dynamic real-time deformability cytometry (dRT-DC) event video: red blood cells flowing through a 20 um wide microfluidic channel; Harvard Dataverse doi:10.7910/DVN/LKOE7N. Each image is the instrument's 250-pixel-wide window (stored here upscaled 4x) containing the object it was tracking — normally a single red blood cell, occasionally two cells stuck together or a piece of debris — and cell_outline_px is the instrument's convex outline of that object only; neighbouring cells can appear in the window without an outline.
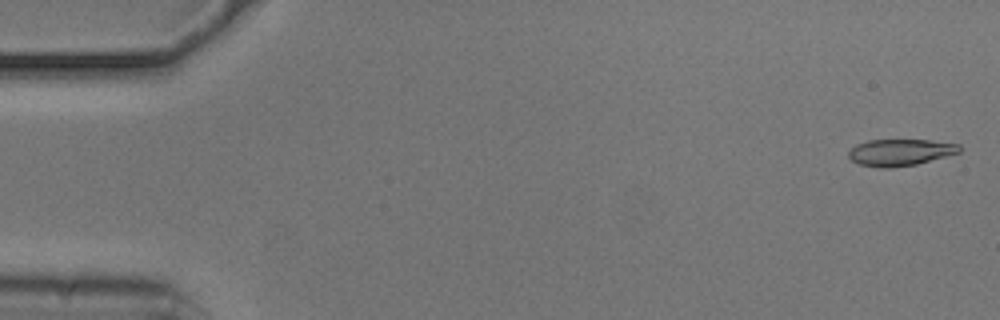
{"species": "common noctule bat (a hibernating species)", "species_latin": "Nyctalus noctula", "temperature_condition": "cold", "stored_images_in_passage": 54, "camera_frame_rate_fps": 3000, "um_per_image_px": 0.085, "animal": {"sex": "male", "body_mass_g": 20.5, "forearm_length_mm": 52.5}, "frame": {"image": 1, "passage_image": 2, "time_ms": 0.333, "image_size_px": [1000, 320], "cell_outline_px": [[960, 152], [916, 164], [888, 168], [880, 168], [860, 164], [852, 160], [848, 156], [848, 152], [856, 144], [868, 140], [928, 140], [960, 144]], "centroid_in_image_um": [76.5, 12.94], "position_along_channel_um": 8.5, "area_um2": 17.05}}
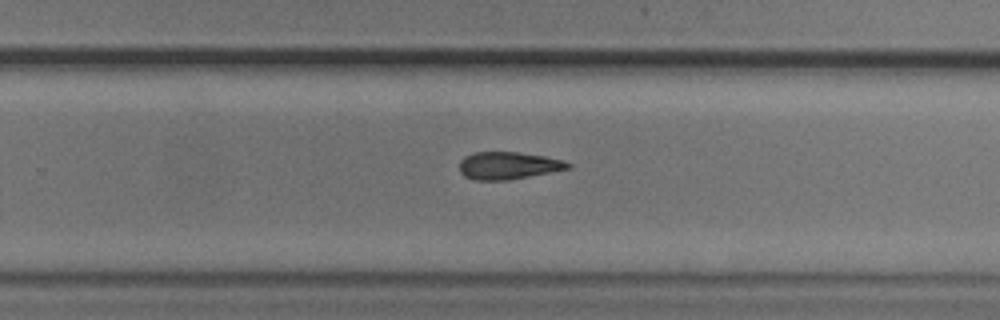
{"frame": {"image": 2, "passage_image": 35, "time_ms": 11.333, "image_size_px": [1000, 320], "cell_outline_px": [[572, 168], [508, 180], [476, 180], [464, 176], [460, 172], [460, 160], [464, 156], [476, 152], [516, 152], [544, 156], [564, 160], [572, 164]], "centroid_in_image_um": [43.21, 14.07], "position_along_channel_um": 286.6, "area_um2": 17.34}}
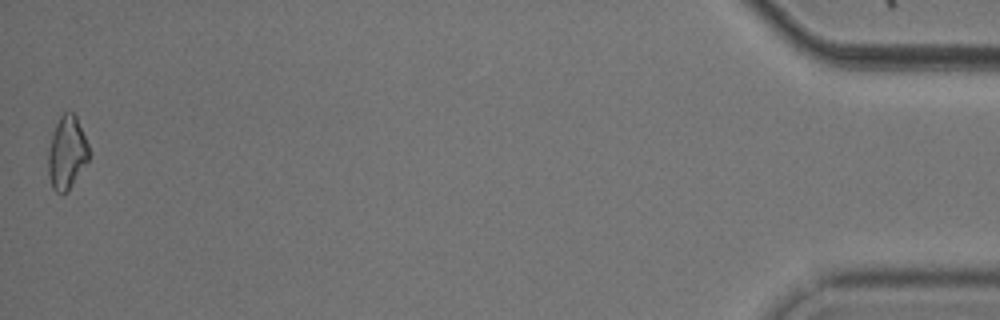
{"frame": {"image": 3, "passage_image": 54, "time_ms": 17.667, "image_size_px": [1000, 320], "cell_outline_px": [[92, 152], [88, 160], [72, 184], [60, 196], [52, 188], [48, 176], [48, 152], [52, 136], [56, 124], [60, 116], [64, 112], [72, 112], [76, 116]], "centroid_in_image_um": [5.69, 12.98], "position_along_channel_um": 429.5, "area_um2": 17.28}, "authors_computed_cell_mechanics": {"area_um2": 18.0336, "velocity_mm_per_s": 3.7487, "shape_relaxation_time_tau1_ms": 5.409, "shape_relaxation_time_tau2_ms": null, "deformation_change_tau1": 0.16, "deformation_change_tau2": null}}